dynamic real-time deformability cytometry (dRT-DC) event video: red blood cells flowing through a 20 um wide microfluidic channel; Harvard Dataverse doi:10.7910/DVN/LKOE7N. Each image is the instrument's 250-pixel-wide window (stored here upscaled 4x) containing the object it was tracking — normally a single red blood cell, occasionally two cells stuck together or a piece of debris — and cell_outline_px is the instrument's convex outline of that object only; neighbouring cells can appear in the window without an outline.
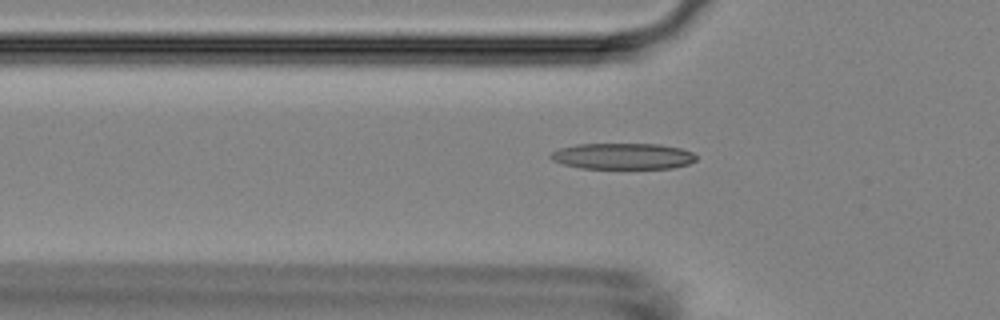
{"species": "Egyptian fruit bat (a non-hibernating species)", "species_latin": "Rousettus aegyptiacus", "temperature_condition": "room temperature", "stored_images_in_passage": 25, "camera_frame_rate_fps": 3000, "um_per_image_px": 0.085, "animal": {"sex": "female"}, "frame": {"image": 1, "passage_image": 18, "time_ms": 5.667, "image_size_px": [1000, 320], "cell_outline_px": [[696, 160], [688, 164], [672, 168], [580, 168], [564, 164], [552, 160], [548, 156], [552, 152], [560, 148], [576, 144], [660, 144], [680, 148], [692, 152], [696, 156]], "centroid_in_image_um": [52.93, 13.27], "position_along_channel_um": 72.9, "area_um2": 22.08}}
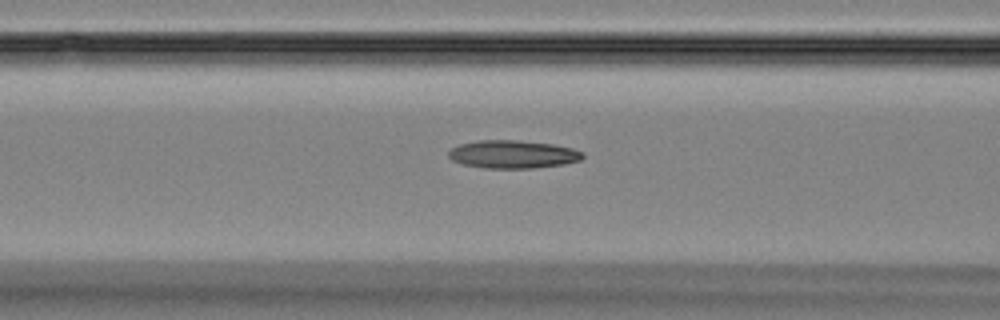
{"frame": {"image": 2, "passage_image": 22, "time_ms": 7.0, "image_size_px": [1000, 320], "cell_outline_px": [[584, 156], [580, 160], [564, 164], [532, 168], [484, 168], [464, 164], [452, 160], [448, 156], [448, 152], [452, 148], [460, 144], [476, 140], [520, 140], [552, 144], [572, 148], [584, 152]], "centroid_in_image_um": [43.6, 13.11], "position_along_channel_um": 123.0, "area_um2": 21.91}}
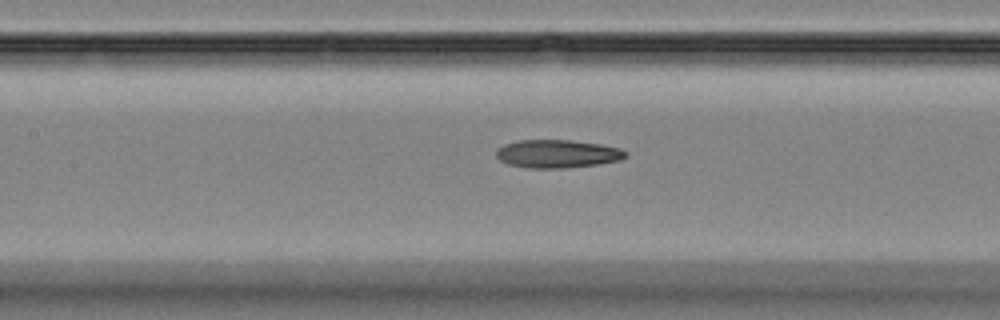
{"frame": {"image": 3, "passage_image": 25, "time_ms": 8.0, "image_size_px": [1000, 320], "cell_outline_px": [[628, 156], [620, 160], [600, 164], [564, 168], [528, 168], [508, 164], [500, 160], [496, 156], [496, 148], [504, 144], [516, 140], [568, 140], [600, 144], [620, 148], [628, 152]], "centroid_in_image_um": [47.37, 13.07], "position_along_channel_um": 160.0, "area_um2": 21.39}}